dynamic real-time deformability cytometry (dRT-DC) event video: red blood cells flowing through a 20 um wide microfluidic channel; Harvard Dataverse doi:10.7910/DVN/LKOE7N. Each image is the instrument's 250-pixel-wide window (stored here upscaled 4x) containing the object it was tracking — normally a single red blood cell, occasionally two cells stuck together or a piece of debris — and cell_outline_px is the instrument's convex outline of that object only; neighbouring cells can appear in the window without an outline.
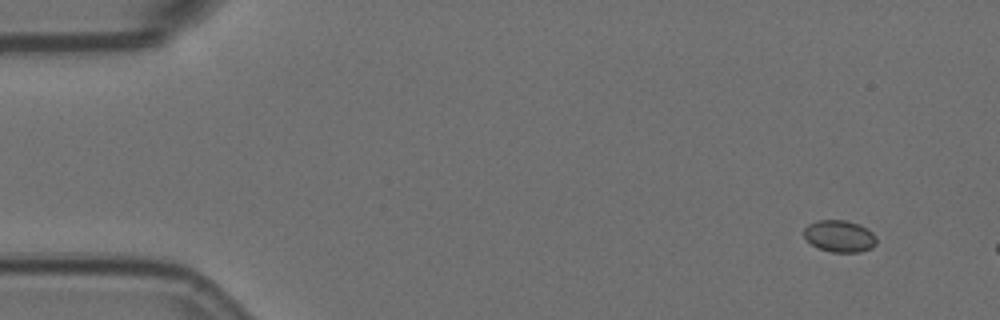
{"species": "Egyptian fruit bat (a non-hibernating species)", "species_latin": "Rousettus aegyptiacus", "temperature_condition": "room temperature", "stored_images_in_passage": 4, "camera_frame_rate_fps": 3000, "um_per_image_px": 0.085, "animal": {"sex": "female"}, "frame": {"image": 1, "passage_image": 2, "time_ms": 0.333, "image_size_px": [1000, 320], "cell_outline_px": [[876, 244], [872, 248], [860, 252], [832, 252], [820, 248], [812, 244], [804, 236], [804, 228], [808, 224], [816, 220], [844, 220], [860, 224], [872, 232], [876, 236]], "centroid_in_image_um": [71.38, 20.06], "position_along_channel_um": 13.6, "area_um2": 13.47}}